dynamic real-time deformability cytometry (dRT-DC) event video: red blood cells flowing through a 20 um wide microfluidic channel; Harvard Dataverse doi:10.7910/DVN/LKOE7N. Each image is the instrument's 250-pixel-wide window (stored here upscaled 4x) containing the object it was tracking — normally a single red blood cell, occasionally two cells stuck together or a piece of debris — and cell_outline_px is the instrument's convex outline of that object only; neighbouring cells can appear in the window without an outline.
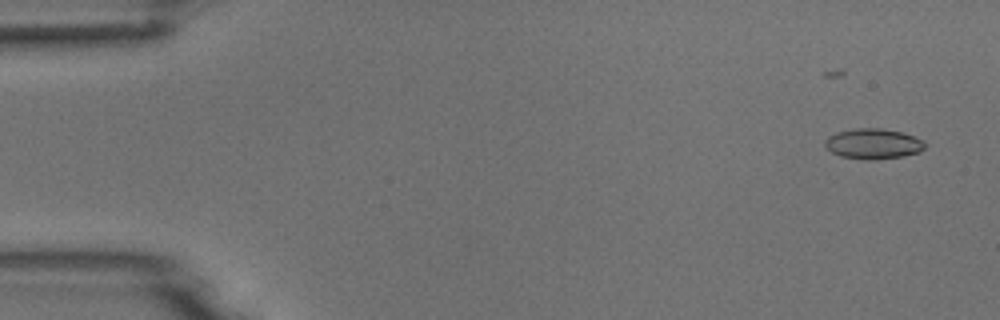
{"species": "common noctule bat (a hibernating species)", "species_latin": "Nyctalus noctula", "temperature_condition": "room temperature", "stored_images_in_passage": 9, "camera_frame_rate_fps": 3000, "um_per_image_px": 0.085, "animal": {"sex": "male", "body_mass_g": 18.8}, "frame": {"image": 1, "passage_image": 1, "time_ms": 0.0, "image_size_px": [1000, 320], "cell_outline_px": [[924, 148], [920, 152], [904, 156], [876, 160], [864, 160], [840, 156], [832, 152], [824, 144], [824, 140], [828, 136], [836, 132], [856, 128], [880, 128], [900, 132], [924, 140]], "centroid_in_image_um": [74.2, 12.23], "position_along_channel_um": 10.8, "area_um2": 17.74}}